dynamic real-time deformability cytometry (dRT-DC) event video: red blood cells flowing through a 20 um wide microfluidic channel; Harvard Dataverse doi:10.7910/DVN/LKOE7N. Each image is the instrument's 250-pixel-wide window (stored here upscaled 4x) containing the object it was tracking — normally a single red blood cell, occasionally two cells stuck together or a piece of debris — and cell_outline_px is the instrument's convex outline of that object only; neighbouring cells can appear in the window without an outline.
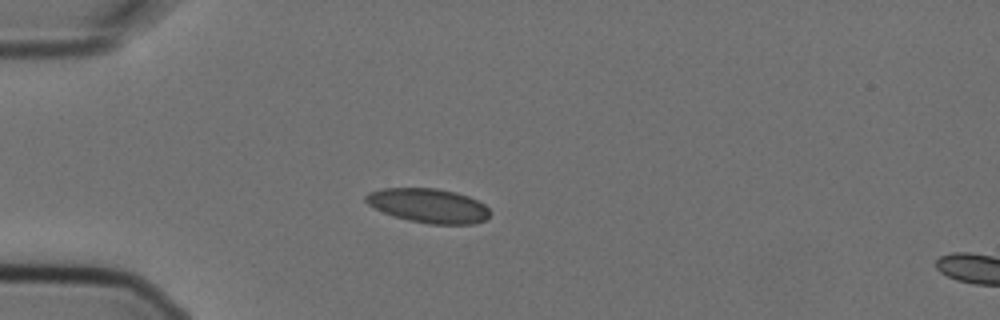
{"species": "Egyptian fruit bat (a non-hibernating species)", "species_latin": "Rousettus aegyptiacus", "temperature_condition": "cold", "stored_images_in_passage": 3, "camera_frame_rate_fps": 3000, "um_per_image_px": 0.085, "animal": {"sex": "female"}, "frame": {"image": 1, "passage_image": 1, "time_ms": 0.0, "image_size_px": [1000, 320], "cell_outline_px": [[488, 216], [484, 220], [472, 224], [428, 224], [408, 220], [384, 212], [368, 204], [364, 200], [364, 196], [368, 192], [384, 188], [436, 188], [456, 192], [468, 196], [484, 204], [488, 208]], "centroid_in_image_um": [36.4, 17.47], "position_along_channel_um": 48.6, "area_um2": 24.62}}